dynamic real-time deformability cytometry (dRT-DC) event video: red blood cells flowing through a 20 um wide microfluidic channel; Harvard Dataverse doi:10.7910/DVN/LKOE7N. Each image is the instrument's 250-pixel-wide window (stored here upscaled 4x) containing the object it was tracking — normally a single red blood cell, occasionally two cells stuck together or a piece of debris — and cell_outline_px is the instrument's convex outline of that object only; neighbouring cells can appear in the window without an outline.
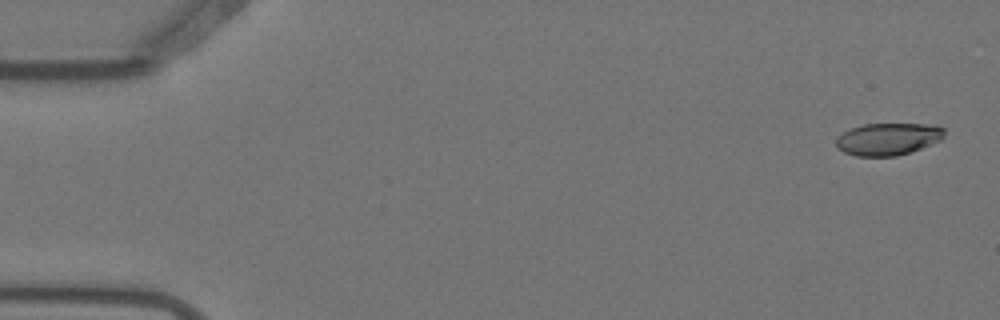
{"species": "Egyptian fruit bat (a non-hibernating species)", "species_latin": "Rousettus aegyptiacus", "temperature_condition": "warm", "stored_images_in_passage": 6, "camera_frame_rate_fps": 3000, "um_per_image_px": 0.085, "animal": {"sex": "female"}, "frame": {"image": 1, "passage_image": 1, "time_ms": 0.0, "image_size_px": [1000, 320], "cell_outline_px": [[944, 140], [896, 156], [856, 156], [844, 152], [836, 148], [836, 136], [852, 128], [864, 124], [936, 124], [944, 128]], "centroid_in_image_um": [75.5, 11.81], "position_along_channel_um": 9.5, "area_um2": 20.46}}
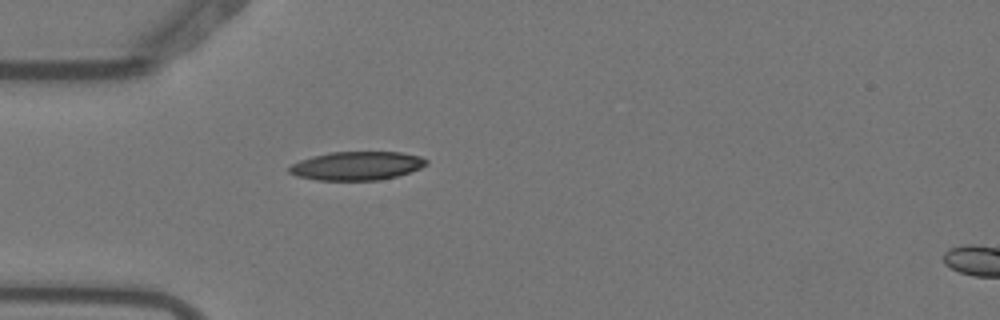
{"frame": {"image": 2, "passage_image": 5, "time_ms": 1.333, "image_size_px": [1000, 320], "cell_outline_px": [[428, 164], [420, 168], [396, 176], [380, 180], [316, 180], [296, 176], [288, 172], [288, 168], [292, 164], [300, 160], [312, 156], [332, 152], [400, 152], [420, 156], [428, 160]], "centroid_in_image_um": [30.31, 14.09], "position_along_channel_um": 54.7, "area_um2": 22.83}}